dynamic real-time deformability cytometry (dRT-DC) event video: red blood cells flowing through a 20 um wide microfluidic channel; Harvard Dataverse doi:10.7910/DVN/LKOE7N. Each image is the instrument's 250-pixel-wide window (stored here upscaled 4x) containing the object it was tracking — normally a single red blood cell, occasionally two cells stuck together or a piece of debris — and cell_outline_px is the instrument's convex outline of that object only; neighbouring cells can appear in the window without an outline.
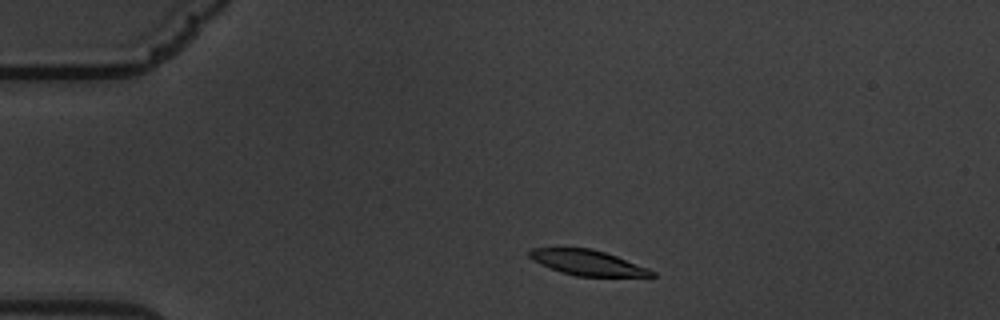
{"species": "common noctule bat (a hibernating species)", "species_latin": "Nyctalus noctula", "temperature_condition": "warm", "stored_images_in_passage": 50, "camera_frame_rate_fps": 3000, "um_per_image_px": 0.085, "animal": {"sex": "male", "body_mass_g": 19.5, "forearm_length_mm": 54.6}, "frame": {"image": 1, "passage_image": 2, "time_ms": 0.333, "image_size_px": [1000, 320], "cell_outline_px": [[656, 276], [576, 276], [560, 272], [540, 264], [532, 260], [528, 256], [528, 252], [532, 248], [592, 248], [616, 256], [648, 268], [656, 272]], "centroid_in_image_um": [49.91, 22.32], "position_along_channel_um": 35.1, "area_um2": 17.92}}
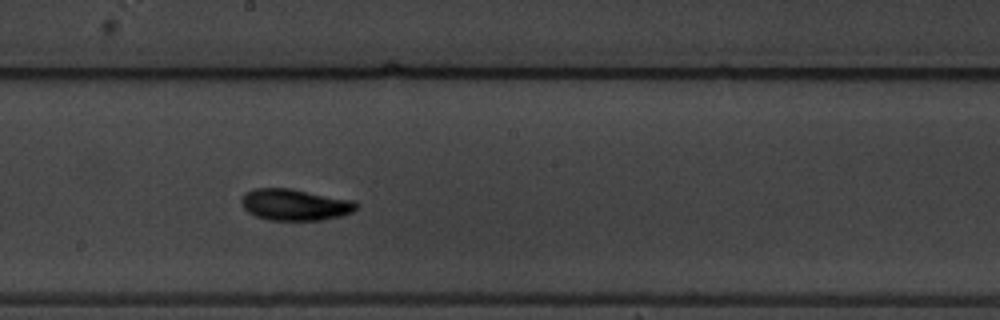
{"frame": {"image": 2, "passage_image": 23, "time_ms": 7.333, "image_size_px": [1000, 320], "cell_outline_px": [[360, 204], [352, 212], [340, 216], [320, 220], [268, 220], [256, 216], [248, 212], [244, 208], [240, 200], [244, 192], [256, 188], [292, 188], [356, 200]], "centroid_in_image_um": [25.09, 17.38], "position_along_channel_um": 223.1, "area_um2": 21.39}}
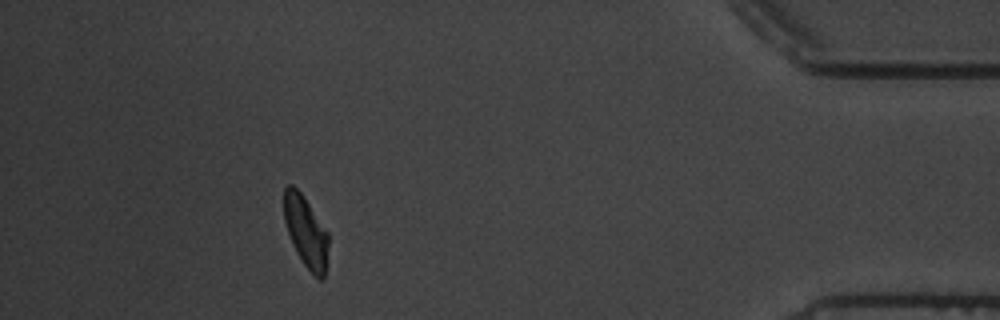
{"frame": {"image": 3, "passage_image": 44, "time_ms": 14.333, "image_size_px": [1000, 320], "cell_outline_px": [[328, 244], [324, 276], [320, 280], [304, 264], [296, 252], [288, 232], [284, 220], [284, 188], [288, 184], [292, 184], [300, 192], [328, 232]], "centroid_in_image_um": [25.98, 19.66], "position_along_channel_um": 409.2, "area_um2": 17.98}, "authors_computed_cell_mechanics": {"area_um2": 20.1722, "velocity_mm_per_s": 3.3662, "shape_relaxation_time_tau1_ms": 3.6038, "shape_relaxation_time_tau2_ms": 6.088, "deformation_change_tau1": 0.1638, "deformation_change_tau2": 0.0882}}